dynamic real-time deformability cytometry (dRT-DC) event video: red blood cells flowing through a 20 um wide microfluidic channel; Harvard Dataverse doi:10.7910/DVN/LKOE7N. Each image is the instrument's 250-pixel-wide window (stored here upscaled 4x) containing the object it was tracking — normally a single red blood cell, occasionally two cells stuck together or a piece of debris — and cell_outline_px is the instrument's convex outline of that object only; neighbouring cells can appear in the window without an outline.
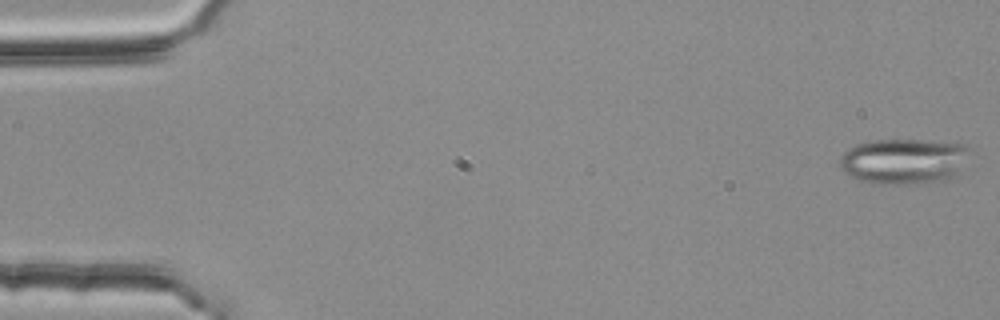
{"species": "common noctule bat (a hibernating species)", "species_latin": "Nyctalus noctula", "temperature_condition": "room temperature", "stored_images_in_passage": 6, "camera_frame_rate_fps": 3000, "um_per_image_px": 0.085, "animal": {"sex": "female", "body_mass_g": 25.1}, "frame": {"image": 1, "passage_image": 1, "time_ms": 0.0, "image_size_px": [1000, 320], "cell_outline_px": [[964, 148], [960, 172], [952, 176], [936, 180], [904, 184], [876, 184], [852, 176], [844, 172], [840, 164], [840, 156], [848, 148], [856, 144], [872, 140], [924, 140], [964, 144]], "centroid_in_image_um": [76.71, 13.68], "position_along_channel_um": 8.3, "area_um2": 33.41}}